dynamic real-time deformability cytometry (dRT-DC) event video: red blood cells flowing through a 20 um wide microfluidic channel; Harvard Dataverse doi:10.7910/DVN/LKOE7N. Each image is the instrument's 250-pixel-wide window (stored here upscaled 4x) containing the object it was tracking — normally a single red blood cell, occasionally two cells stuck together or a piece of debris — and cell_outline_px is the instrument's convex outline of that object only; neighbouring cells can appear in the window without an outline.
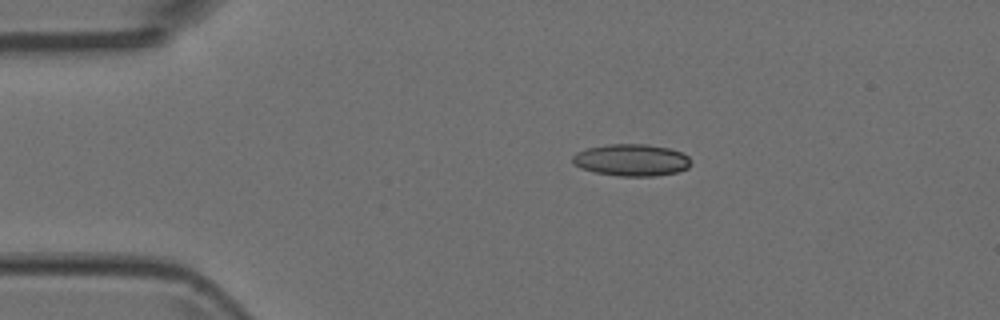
{"species": "Egyptian fruit bat (a non-hibernating species)", "species_latin": "Rousettus aegyptiacus", "temperature_condition": "room temperature", "stored_images_in_passage": 5, "camera_frame_rate_fps": 3000, "um_per_image_px": 0.085, "animal": {"sex": "female"}, "frame": {"image": 1, "passage_image": 2, "time_ms": 0.333, "image_size_px": [1000, 320], "cell_outline_px": [[692, 164], [688, 168], [676, 172], [656, 176], [620, 176], [596, 172], [580, 168], [572, 164], [572, 156], [576, 152], [588, 148], [608, 144], [648, 144], [668, 148], [680, 152], [688, 156], [692, 160]], "centroid_in_image_um": [53.68, 13.6], "position_along_channel_um": 31.3, "area_um2": 22.14}}
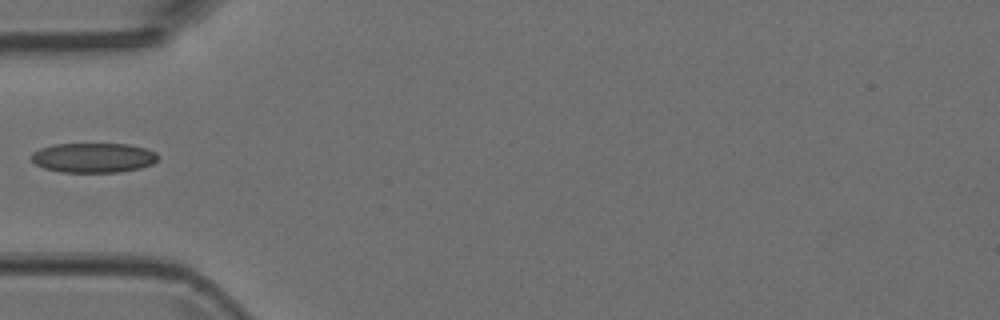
{"frame": {"image": 2, "passage_image": 4, "time_ms": 1.0, "image_size_px": [1000, 320], "cell_outline_px": [[160, 156], [152, 164], [140, 168], [120, 172], [60, 172], [44, 168], [36, 164], [28, 156], [32, 152], [40, 148], [56, 144], [128, 144], [144, 148], [156, 152]], "centroid_in_image_um": [7.92, 13.41], "position_along_channel_um": 77.1, "area_um2": 22.02}}
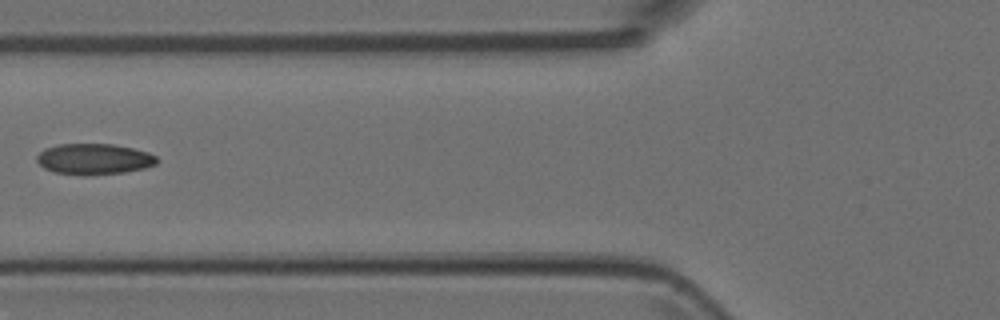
{"frame": {"image": 3, "passage_image": 5, "time_ms": 1.333, "image_size_px": [1000, 320], "cell_outline_px": [[160, 160], [156, 164], [144, 168], [124, 172], [84, 176], [56, 172], [44, 168], [36, 160], [36, 156], [44, 148], [60, 144], [112, 144], [132, 148], [148, 152], [156, 156]], "centroid_in_image_um": [8.0, 13.52], "position_along_channel_um": 117.8, "area_um2": 21.68}}